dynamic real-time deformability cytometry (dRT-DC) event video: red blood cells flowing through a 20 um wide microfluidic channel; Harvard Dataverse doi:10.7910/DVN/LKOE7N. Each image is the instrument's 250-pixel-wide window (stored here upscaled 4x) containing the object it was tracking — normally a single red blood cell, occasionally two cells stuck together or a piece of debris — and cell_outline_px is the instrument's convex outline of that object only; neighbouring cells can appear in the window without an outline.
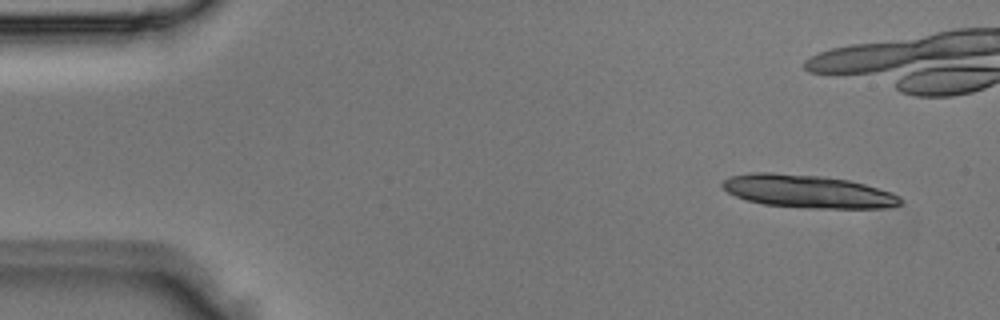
{"species": "Egyptian fruit bat (a non-hibernating species)", "species_latin": "Rousettus aegyptiacus", "temperature_condition": "room temperature", "stored_images_in_passage": 6, "camera_frame_rate_fps": 3000, "um_per_image_px": 0.085, "animal": {"sex": "male"}, "frame": {"image": 1, "passage_image": 1, "time_ms": 0.0, "image_size_px": [1000, 320], "cell_outline_px": [[900, 204], [884, 208], [804, 208], [764, 204], [748, 200], [736, 196], [728, 192], [720, 184], [724, 180], [732, 176], [752, 172], [772, 172], [824, 176], [848, 180], [864, 184], [892, 192], [900, 196]], "centroid_in_image_um": [68.65, 16.26], "position_along_channel_um": 16.3, "area_um2": 34.1}}